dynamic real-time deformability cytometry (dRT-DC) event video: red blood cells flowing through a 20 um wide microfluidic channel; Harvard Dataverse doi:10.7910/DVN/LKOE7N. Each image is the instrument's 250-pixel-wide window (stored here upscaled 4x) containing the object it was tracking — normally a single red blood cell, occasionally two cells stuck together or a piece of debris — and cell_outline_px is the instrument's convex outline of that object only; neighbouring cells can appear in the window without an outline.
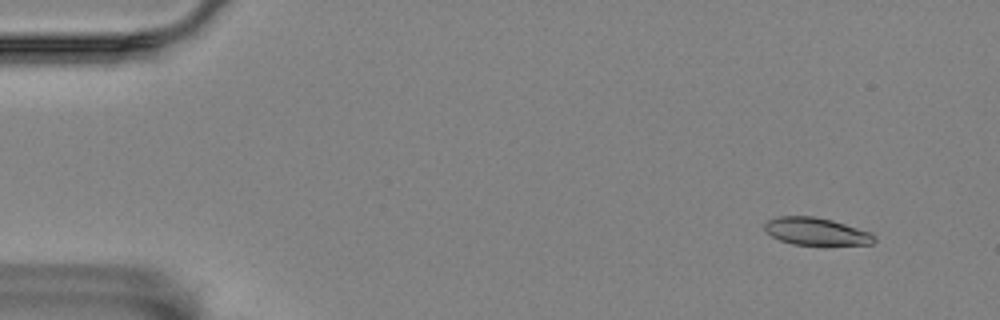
{"species": "Egyptian fruit bat (a non-hibernating species)", "species_latin": "Rousettus aegyptiacus", "temperature_condition": "room temperature", "stored_images_in_passage": 6, "camera_frame_rate_fps": 3000, "um_per_image_px": 0.085, "animal": {"sex": "female"}, "frame": {"image": 1, "passage_image": 2, "time_ms": 0.333, "image_size_px": [1000, 320], "cell_outline_px": [[876, 240], [872, 244], [792, 244], [780, 240], [772, 236], [764, 228], [764, 224], [768, 220], [776, 216], [812, 216], [832, 220], [872, 232], [876, 236]], "centroid_in_image_um": [69.39, 19.66], "position_along_channel_um": 15.6, "area_um2": 17.4}}
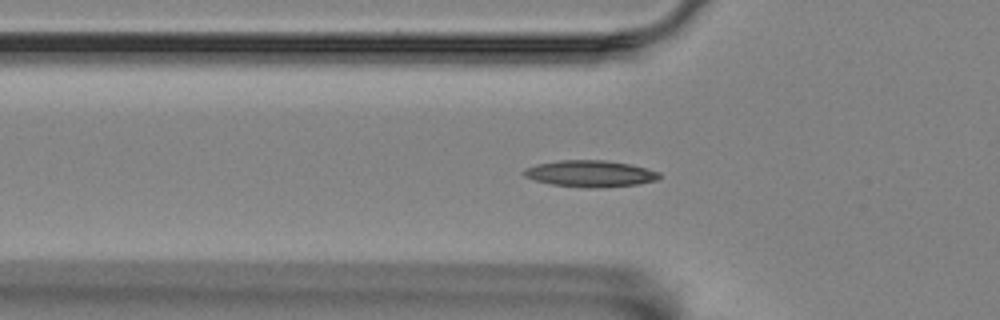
{"frame": {"image": 2, "passage_image": 6, "time_ms": 1.667, "image_size_px": [1000, 320], "cell_outline_px": [[660, 176], [656, 180], [636, 184], [600, 188], [584, 188], [552, 184], [536, 180], [524, 176], [520, 172], [524, 168], [536, 164], [560, 160], [604, 160], [632, 164], [648, 168], [660, 172]], "centroid_in_image_um": [50.15, 14.75], "position_along_channel_um": 75.6, "area_um2": 21.1}}